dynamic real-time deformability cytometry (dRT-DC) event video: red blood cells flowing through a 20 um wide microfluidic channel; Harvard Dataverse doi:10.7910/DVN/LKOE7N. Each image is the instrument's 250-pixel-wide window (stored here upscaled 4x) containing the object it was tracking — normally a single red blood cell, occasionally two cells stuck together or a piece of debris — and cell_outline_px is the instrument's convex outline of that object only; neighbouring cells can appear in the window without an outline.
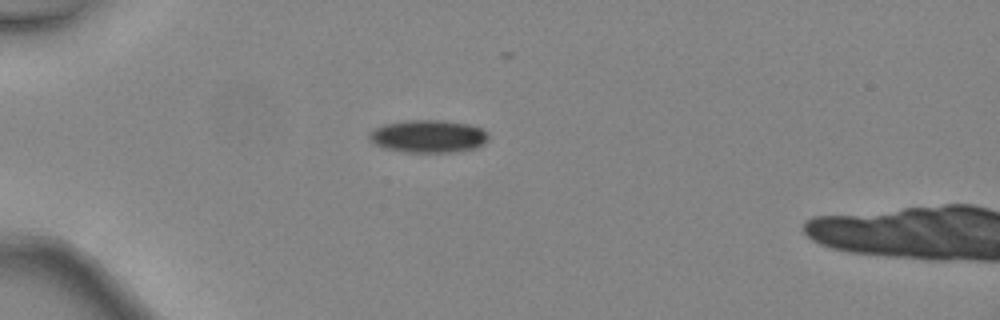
{"species": "common noctule bat (a hibernating species)", "species_latin": "Nyctalus noctula", "temperature_condition": "warm", "stored_images_in_passage": 28, "camera_frame_rate_fps": 3000, "um_per_image_px": 0.085, "animal": {"sex": "female", "body_mass_g": 24.6, "forearm_length_mm": 56.2}, "frame": {"image": 1, "passage_image": 1, "time_ms": 0.0, "image_size_px": [1000, 320], "cell_outline_px": [[488, 140], [484, 144], [476, 148], [452, 152], [408, 152], [384, 148], [376, 144], [368, 136], [368, 132], [384, 124], [404, 120], [440, 120], [468, 124], [480, 128], [488, 132]], "centroid_in_image_um": [36.42, 11.58], "position_along_channel_um": 48.6, "area_um2": 22.66}}
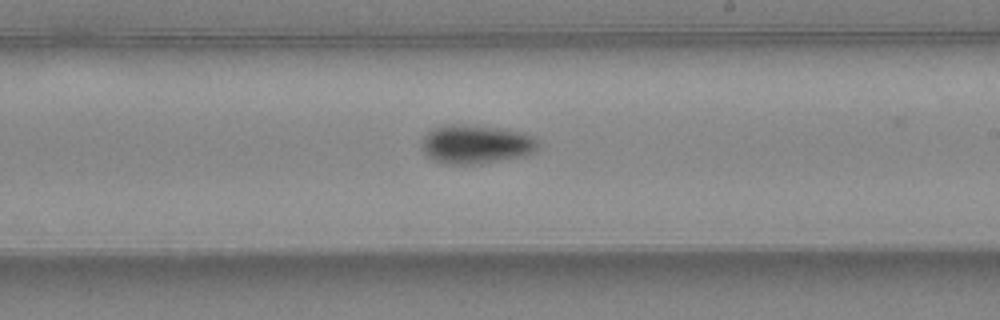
{"frame": {"image": 2, "passage_image": 16, "time_ms": 5.0, "image_size_px": [1000, 320], "cell_outline_px": [[540, 140], [536, 148], [532, 152], [524, 156], [480, 164], [448, 164], [432, 160], [424, 152], [420, 140], [432, 128], [440, 124], [464, 124], [496, 128], [524, 132], [536, 136]], "centroid_in_image_um": [40.45, 12.25], "position_along_channel_um": 248.6, "area_um2": 26.7}}
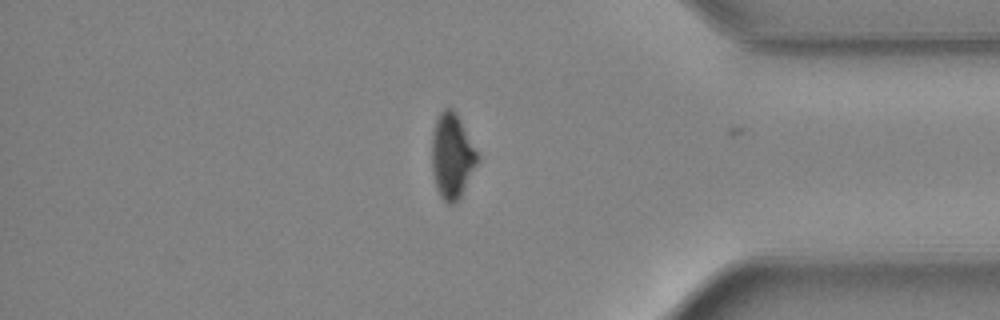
{"frame": {"image": 3, "passage_image": 27, "time_ms": 8.667, "image_size_px": [1000, 320], "cell_outline_px": [[480, 156], [456, 204], [448, 204], [440, 196], [436, 188], [432, 172], [432, 132], [436, 120], [440, 112], [444, 108], [452, 108], [456, 112]], "centroid_in_image_um": [38.4, 13.25], "position_along_channel_um": 396.8, "area_um2": 22.48}, "authors_computed_cell_mechanics": {"area_um2": 24.6806, "velocity_mm_per_s": 4.5724, "shape_relaxation_time_tau1_ms": 2.8783, "shape_relaxation_time_tau2_ms": null, "deformation_change_tau1": 0.1104, "deformation_change_tau2": null}}